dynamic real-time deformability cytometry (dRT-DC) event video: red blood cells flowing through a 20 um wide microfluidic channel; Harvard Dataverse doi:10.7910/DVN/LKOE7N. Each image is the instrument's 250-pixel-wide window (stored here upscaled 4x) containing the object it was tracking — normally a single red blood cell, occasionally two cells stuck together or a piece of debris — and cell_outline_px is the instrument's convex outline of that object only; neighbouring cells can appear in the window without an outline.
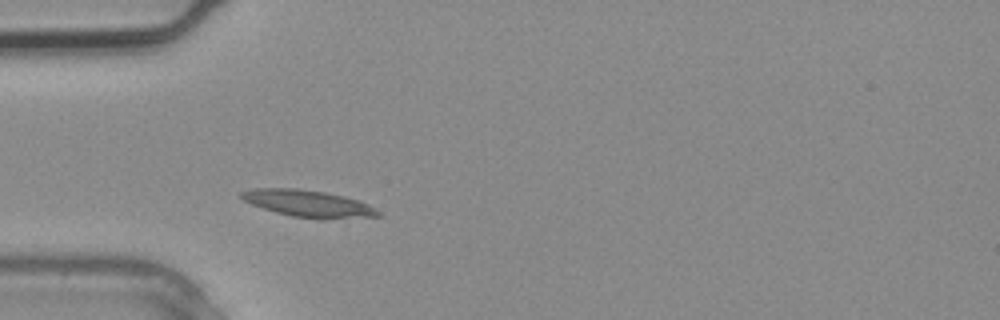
{"species": "common noctule bat (a hibernating species)", "species_latin": "Nyctalus noctula", "temperature_condition": "warm", "stored_images_in_passage": 2, "camera_frame_rate_fps": 3000, "um_per_image_px": 0.085, "animal": {"sex": "male", "body_mass_g": 20.4}, "frame": {"image": 1, "passage_image": 2, "time_ms": 0.333, "image_size_px": [1000, 320], "cell_outline_px": [[380, 216], [324, 220], [320, 220], [292, 216], [276, 212], [252, 204], [244, 200], [240, 196], [240, 192], [256, 188], [296, 188], [324, 192], [356, 200], [368, 204], [380, 212]], "centroid_in_image_um": [26.21, 17.32], "position_along_channel_um": 58.8, "area_um2": 21.27}}